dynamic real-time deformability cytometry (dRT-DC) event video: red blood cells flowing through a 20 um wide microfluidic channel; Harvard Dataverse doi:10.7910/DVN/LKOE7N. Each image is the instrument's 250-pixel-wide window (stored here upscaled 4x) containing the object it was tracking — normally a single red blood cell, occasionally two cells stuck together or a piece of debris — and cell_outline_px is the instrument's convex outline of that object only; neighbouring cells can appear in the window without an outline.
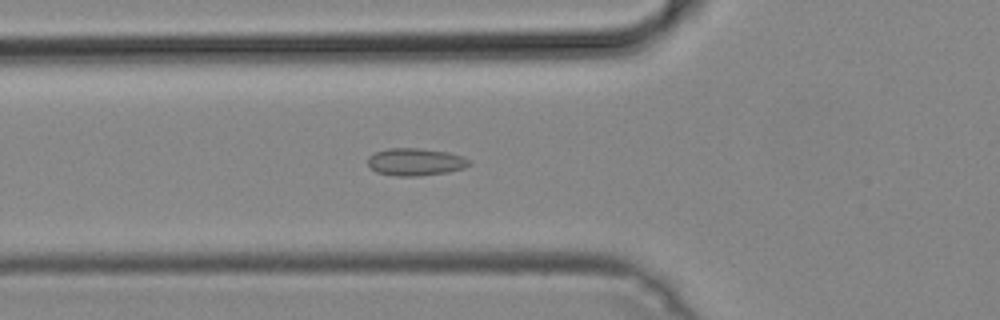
{"species": "common noctule bat (a hibernating species)", "species_latin": "Nyctalus noctula", "temperature_condition": "cold", "stored_images_in_passage": 44, "camera_frame_rate_fps": 3000, "um_per_image_px": 0.085, "animal": {"sex": "male", "body_mass_g": 19.2, "forearm_length_mm": 51.8}, "frame": {"image": 1, "passage_image": 12, "time_ms": 3.667, "image_size_px": [1000, 320], "cell_outline_px": [[472, 164], [464, 168], [448, 172], [420, 176], [396, 176], [376, 172], [368, 164], [368, 156], [376, 152], [388, 148], [420, 148], [448, 152], [464, 156], [472, 160]], "centroid_in_image_um": [35.36, 13.76], "position_along_channel_um": 90.4, "area_um2": 16.42}}
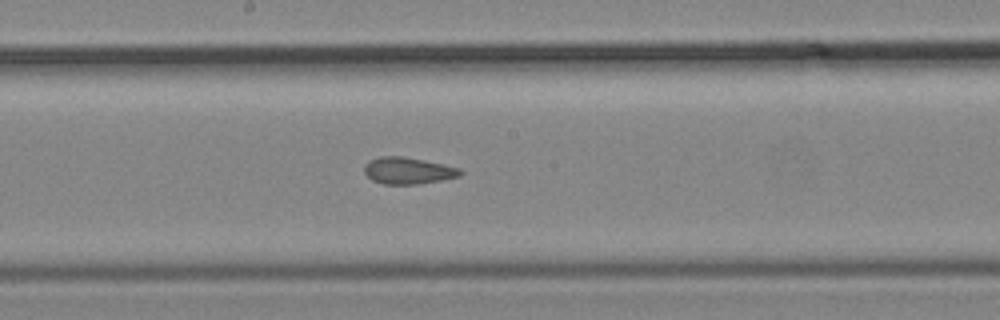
{"frame": {"image": 2, "passage_image": 21, "time_ms": 6.667, "image_size_px": [1000, 320], "cell_outline_px": [[464, 172], [460, 176], [420, 184], [384, 184], [372, 180], [364, 172], [364, 164], [368, 160], [380, 156], [404, 156], [424, 160], [460, 168]], "centroid_in_image_um": [34.67, 14.5], "position_along_channel_um": 213.5, "area_um2": 15.03}}
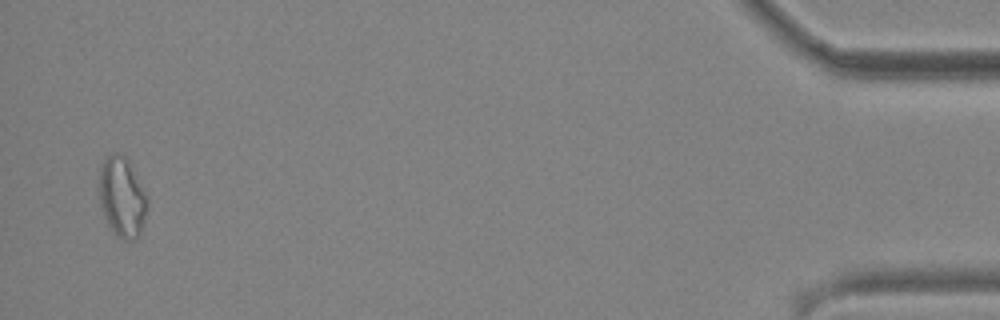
{"frame": {"image": 3, "passage_image": 43, "time_ms": 14.0, "image_size_px": [1000, 320], "cell_outline_px": [[148, 204], [140, 236], [136, 240], [124, 240], [116, 236], [108, 224], [104, 216], [100, 204], [96, 188], [100, 168], [104, 156], [112, 152], [116, 152], [124, 156], [128, 160], [148, 196]], "centroid_in_image_um": [10.34, 16.74], "position_along_channel_um": 424.9, "area_um2": 23.24}}